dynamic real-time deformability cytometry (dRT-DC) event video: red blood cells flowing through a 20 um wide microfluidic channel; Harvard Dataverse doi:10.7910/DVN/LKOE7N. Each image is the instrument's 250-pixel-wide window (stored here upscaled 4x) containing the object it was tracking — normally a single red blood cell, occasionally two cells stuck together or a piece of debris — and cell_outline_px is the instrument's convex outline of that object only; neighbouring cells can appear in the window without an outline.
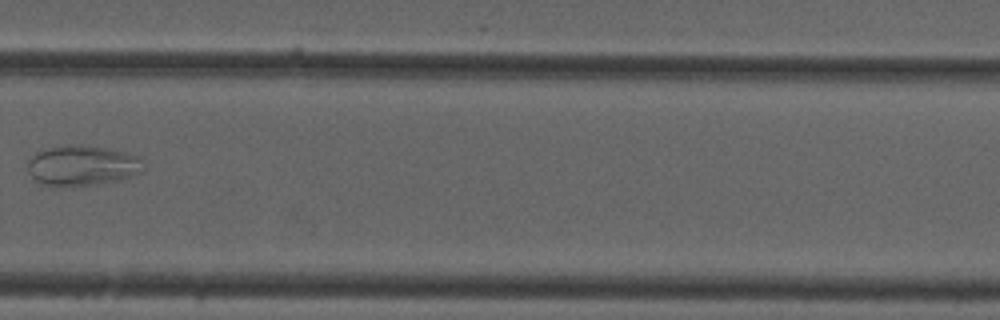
{"species": "common noctule bat (a hibernating species)", "species_latin": "Nyctalus noctula", "temperature_condition": "cold", "stored_images_in_passage": 8, "camera_frame_rate_fps": 3000, "um_per_image_px": 0.085, "animal": {"sex": "male", "forearm_length_mm": 52.5}, "frame": {"image": 1, "passage_image": 8, "time_ms": 10.333, "image_size_px": [1000, 320], "cell_outline_px": [[144, 172], [120, 180], [72, 188], [68, 188], [44, 184], [32, 180], [28, 172], [28, 160], [36, 152], [68, 144], [80, 144], [108, 148], [128, 152], [136, 156], [144, 164]], "centroid_in_image_um": [6.99, 14.09], "position_along_channel_um": 322.8, "area_um2": 27.8}}